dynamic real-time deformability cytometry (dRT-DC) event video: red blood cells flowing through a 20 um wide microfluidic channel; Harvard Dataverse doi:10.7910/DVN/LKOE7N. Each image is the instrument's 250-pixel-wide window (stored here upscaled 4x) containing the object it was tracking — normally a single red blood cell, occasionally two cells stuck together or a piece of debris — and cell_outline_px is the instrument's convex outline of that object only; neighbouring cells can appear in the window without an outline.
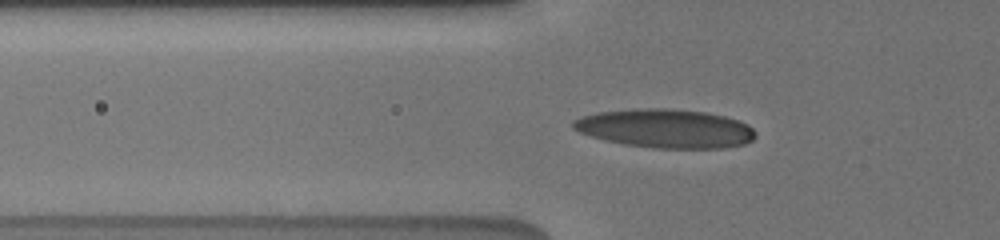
{"species": "human", "species_latin": "Homo sapiens", "temperature_condition": "cold", "stored_images_in_passage": 24, "camera_frame_rate_fps": 3000, "um_per_image_px": 0.085, "donor": {"sex": "male"}, "frame": {"image": 1, "passage_image": 2, "time_ms": 0.333, "image_size_px": [1000, 240], "cell_outline_px": [[756, 136], [752, 140], [744, 144], [724, 148], [652, 148], [624, 144], [604, 140], [580, 132], [572, 128], [572, 120], [580, 116], [596, 112], [636, 108], [668, 108], [704, 112], [724, 116], [740, 120], [748, 124], [756, 132]], "centroid_in_image_um": [56.55, 10.91], "position_along_channel_um": 69.2, "area_um2": 41.5}}
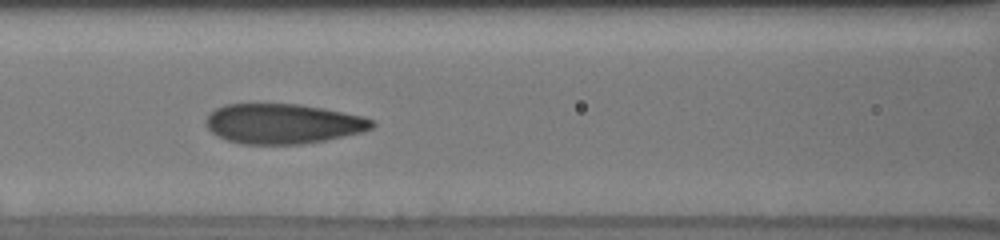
{"frame": {"image": 2, "passage_image": 11, "time_ms": 2.333, "image_size_px": [1000, 240], "cell_outline_px": [[376, 124], [372, 128], [360, 132], [324, 140], [304, 144], [240, 144], [216, 136], [208, 128], [204, 120], [216, 108], [224, 104], [296, 104], [320, 108], [360, 116], [372, 120]], "centroid_in_image_um": [23.99, 10.52], "position_along_channel_um": 142.6, "area_um2": 38.26}}
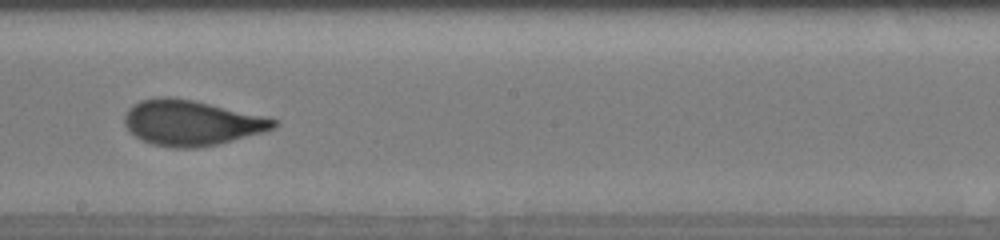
{"frame": {"image": 3, "passage_image": 22, "time_ms": 4.667, "image_size_px": [1000, 240], "cell_outline_px": [[280, 124], [276, 128], [264, 132], [216, 144], [196, 148], [172, 148], [152, 144], [136, 136], [124, 124], [124, 116], [128, 108], [132, 104], [140, 100], [156, 96], [168, 96], [192, 100], [280, 120]], "centroid_in_image_um": [16.26, 10.43], "position_along_channel_um": 231.9, "area_um2": 39.3}}